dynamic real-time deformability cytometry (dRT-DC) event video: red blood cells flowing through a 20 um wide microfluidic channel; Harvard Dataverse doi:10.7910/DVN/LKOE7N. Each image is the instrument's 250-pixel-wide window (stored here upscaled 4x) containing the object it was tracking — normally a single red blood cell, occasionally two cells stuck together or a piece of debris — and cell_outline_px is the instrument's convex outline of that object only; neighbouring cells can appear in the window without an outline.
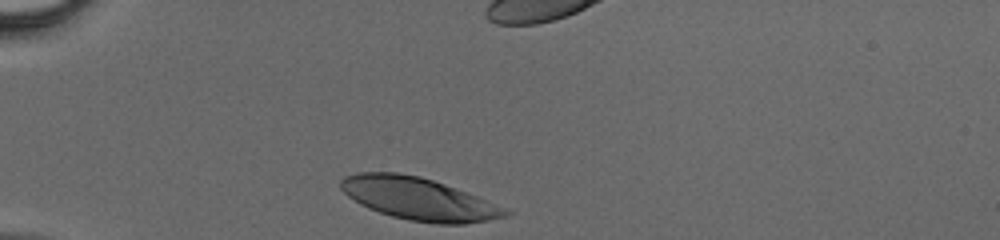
{"species": "human", "species_latin": "Homo sapiens", "temperature_condition": "cold", "stored_images_in_passage": 28, "camera_frame_rate_fps": 3000, "um_per_image_px": 0.085, "donor": {"sex": "male"}, "frame": {"image": 1, "passage_image": 1, "time_ms": 0.0, "image_size_px": [1000, 240], "cell_outline_px": [[512, 212], [508, 216], [488, 220], [464, 224], [440, 224], [408, 220], [392, 216], [368, 208], [360, 204], [348, 196], [340, 188], [340, 180], [344, 176], [356, 172], [400, 172], [420, 176], [444, 184], [476, 196], [504, 208]], "centroid_in_image_um": [35.54, 16.89], "position_along_channel_um": 49.5, "area_um2": 40.46}}
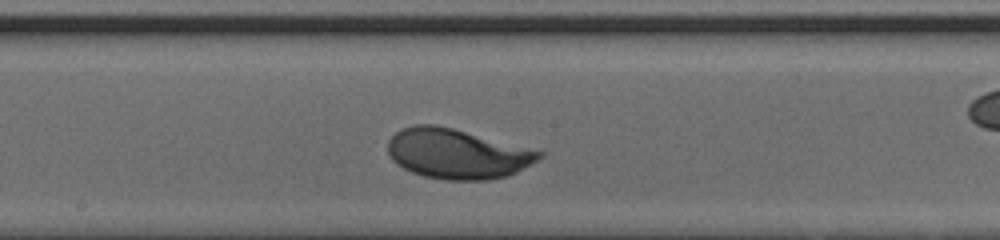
{"frame": {"image": 2, "passage_image": 14, "time_ms": 4.333, "image_size_px": [1000, 240], "cell_outline_px": [[544, 156], [516, 172], [504, 176], [488, 180], [444, 180], [424, 176], [412, 172], [396, 164], [392, 160], [388, 152], [388, 140], [396, 132], [404, 128], [416, 124], [432, 124], [452, 128], [544, 152]], "centroid_in_image_um": [38.82, 13.07], "position_along_channel_um": 209.4, "area_um2": 43.58}}
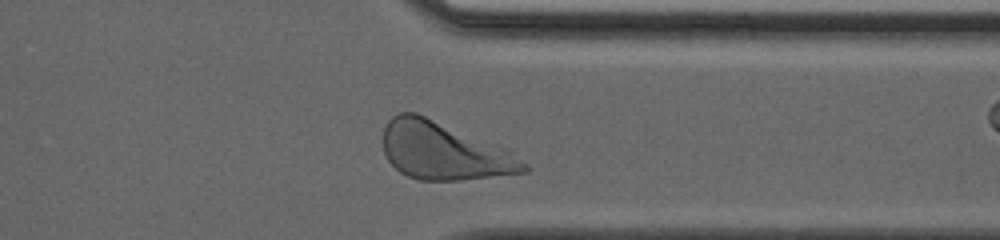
{"frame": {"image": 3, "passage_image": 25, "time_ms": 8.0, "image_size_px": [1000, 240], "cell_outline_px": [[528, 172], [460, 180], [420, 180], [408, 176], [400, 172], [388, 160], [384, 152], [384, 124], [392, 116], [400, 112], [416, 112], [508, 148], [528, 164]], "centroid_in_image_um": [37.76, 12.82], "position_along_channel_um": 373.6, "area_um2": 47.45}}